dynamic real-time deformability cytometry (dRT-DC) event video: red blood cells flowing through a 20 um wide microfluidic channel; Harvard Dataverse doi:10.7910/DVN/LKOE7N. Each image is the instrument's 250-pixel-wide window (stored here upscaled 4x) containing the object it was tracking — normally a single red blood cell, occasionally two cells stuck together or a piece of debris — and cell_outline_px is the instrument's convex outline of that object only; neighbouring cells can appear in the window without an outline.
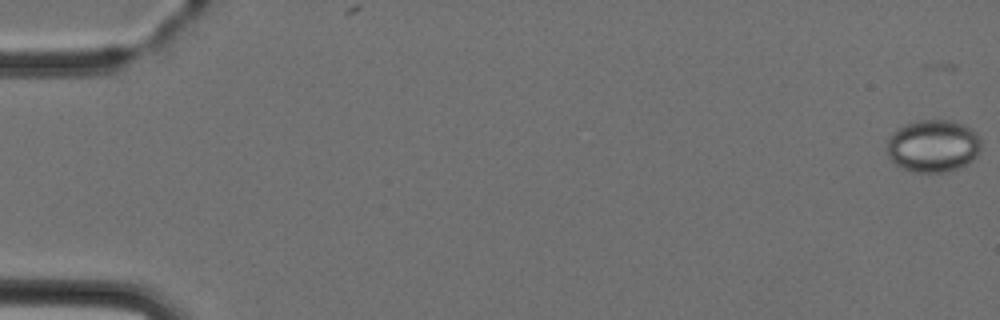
{"species": "Egyptian fruit bat (a non-hibernating species)", "species_latin": "Rousettus aegyptiacus", "temperature_condition": "cold", "stored_images_in_passage": 5, "camera_frame_rate_fps": 3000, "um_per_image_px": 0.085, "animal": {"sex": "female"}, "frame": {"image": 1, "passage_image": 1, "time_ms": 0.0, "image_size_px": [1000, 320], "cell_outline_px": [[980, 148], [976, 156], [968, 164], [944, 172], [912, 172], [900, 168], [888, 156], [888, 140], [892, 132], [896, 128], [904, 124], [920, 120], [952, 120], [964, 124], [972, 128], [976, 132], [980, 140]], "centroid_in_image_um": [79.31, 12.39], "position_along_channel_um": 5.7, "area_um2": 28.96}}